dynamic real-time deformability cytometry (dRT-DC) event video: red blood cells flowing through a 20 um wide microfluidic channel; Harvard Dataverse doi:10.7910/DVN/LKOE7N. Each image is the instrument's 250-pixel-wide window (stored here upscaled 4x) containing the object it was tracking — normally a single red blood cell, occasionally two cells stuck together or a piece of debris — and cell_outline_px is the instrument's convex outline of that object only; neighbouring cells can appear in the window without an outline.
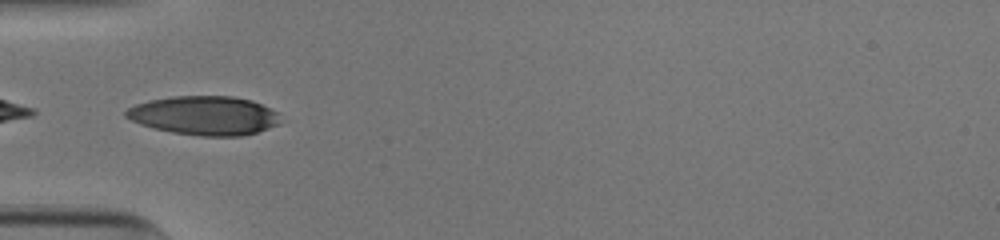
{"species": "human", "species_latin": "Homo sapiens", "temperature_condition": "cold", "stored_images_in_passage": 33, "camera_frame_rate_fps": 3000, "um_per_image_px": 0.085, "donor": {"sex": "male"}, "frame": {"image": 1, "passage_image": 1, "time_ms": 0.0, "image_size_px": [1000, 240], "cell_outline_px": [[280, 124], [256, 132], [240, 136], [200, 136], [172, 132], [152, 128], [140, 124], [124, 116], [124, 112], [128, 108], [136, 104], [152, 100], [176, 96], [232, 96], [252, 100], [280, 112]], "centroid_in_image_um": [17.41, 9.82], "position_along_channel_um": 67.6, "area_um2": 35.14}}
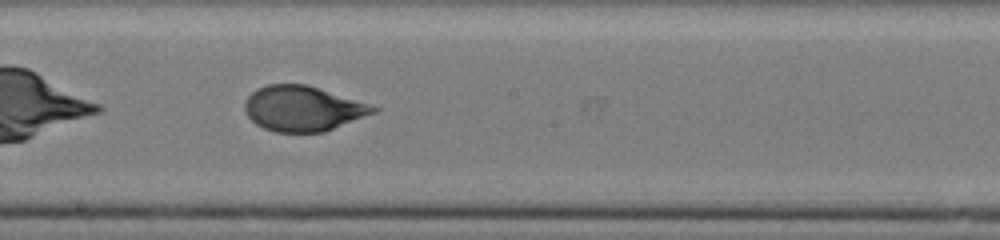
{"frame": {"image": 2, "passage_image": 13, "time_ms": 4.0, "image_size_px": [1000, 240], "cell_outline_px": [[380, 108], [376, 112], [324, 132], [276, 132], [264, 128], [256, 124], [248, 116], [244, 108], [244, 104], [248, 96], [256, 88], [268, 84], [304, 84], [368, 104]], "centroid_in_image_um": [25.7, 9.23], "position_along_channel_um": 222.5, "area_um2": 33.35}}
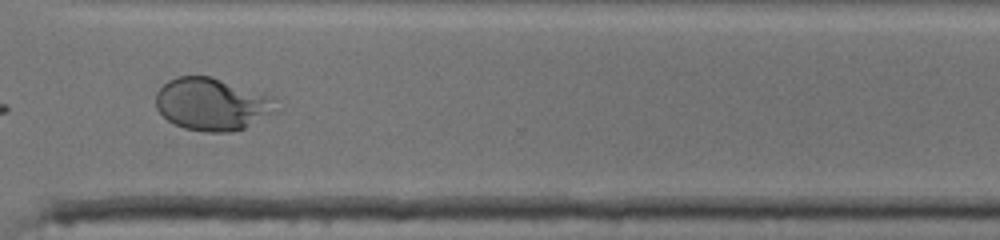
{"frame": {"image": 3, "passage_image": 23, "time_ms": 7.333, "image_size_px": [1000, 240], "cell_outline_px": [[284, 108], [244, 128], [228, 132], [204, 132], [184, 128], [168, 120], [156, 108], [156, 92], [168, 80], [176, 76], [208, 76], [264, 92], [276, 96]], "centroid_in_image_um": [18.12, 8.85], "position_along_channel_um": 352.5, "area_um2": 37.45}, "authors_computed_cell_mechanics": {"area_um2": 34.6222, "velocity_mm_per_s": 3.8978, "shape_relaxation_time_tau1_ms": 5.7957, "shape_relaxation_time_tau2_ms": null, "deformation_change_tau1": 0.2071, "deformation_change_tau2": null}}